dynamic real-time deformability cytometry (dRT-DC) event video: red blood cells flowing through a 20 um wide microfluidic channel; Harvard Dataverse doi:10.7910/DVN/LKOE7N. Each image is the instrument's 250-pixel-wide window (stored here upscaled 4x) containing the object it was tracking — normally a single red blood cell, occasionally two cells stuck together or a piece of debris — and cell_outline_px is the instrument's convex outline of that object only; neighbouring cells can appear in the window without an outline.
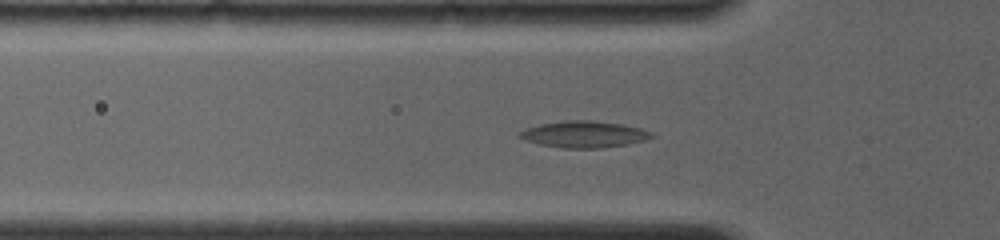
{"species": "common noctule bat (a hibernating species)", "species_latin": "Nyctalus noctula", "temperature_condition": "room temperature", "stored_images_in_passage": 41, "camera_frame_rate_fps": 4000, "um_per_image_px": 0.085, "animal": {"sex": "female", "body_mass_g": 19.0, "forearm_length_mm": 56.7}, "frame": {"image": 1, "passage_image": 10, "time_ms": 3.75, "image_size_px": [1000, 240], "cell_outline_px": [[656, 136], [644, 140], [628, 144], [600, 148], [560, 148], [540, 144], [516, 136], [520, 132], [528, 128], [540, 124], [564, 120], [592, 120], [620, 124], [640, 128], [652, 132]], "centroid_in_image_um": [49.66, 11.41], "position_along_channel_um": 76.1, "area_um2": 20.29}}
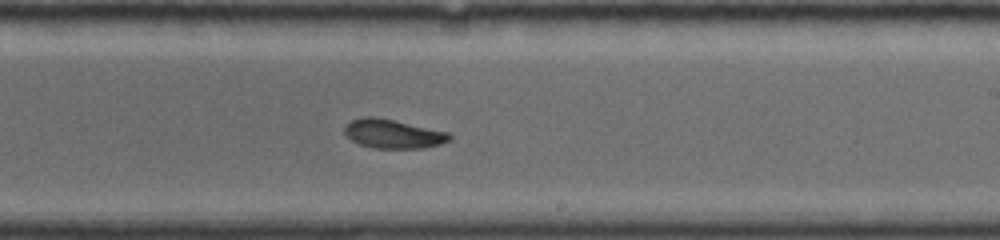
{"frame": {"image": 2, "passage_image": 26, "time_ms": 8.25, "image_size_px": [1000, 240], "cell_outline_px": [[452, 136], [448, 140], [440, 144], [424, 148], [372, 148], [360, 144], [352, 140], [344, 132], [344, 124], [352, 120], [364, 116], [376, 116], [448, 132]], "centroid_in_image_um": [33.38, 11.37], "position_along_channel_um": 255.6, "area_um2": 17.69}}
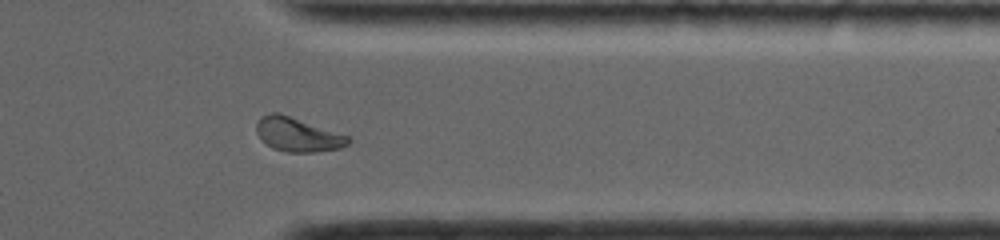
{"frame": {"image": 3, "passage_image": 38, "time_ms": 11.5, "image_size_px": [1000, 240], "cell_outline_px": [[352, 140], [348, 144], [340, 148], [316, 152], [288, 152], [272, 148], [260, 140], [256, 132], [256, 124], [260, 116], [268, 112], [280, 112], [348, 136]], "centroid_in_image_um": [25.25, 11.43], "position_along_channel_um": 386.1, "area_um2": 18.38}, "authors_computed_cell_mechanics": {"area_um2": 18.6116, "velocity_mm_per_s": 3.9809, "shape_relaxation_time_tau1_ms": 5.6133, "shape_relaxation_time_tau2_ms": 10.5691, "deformation_change_tau1": 0.1686, "deformation_change_tau2": 0.1384}}